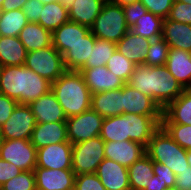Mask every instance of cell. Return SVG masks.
Instances as JSON below:
<instances>
[{"label":"cell","instance_id":"obj_59","mask_svg":"<svg viewBox=\"0 0 191 190\" xmlns=\"http://www.w3.org/2000/svg\"><path fill=\"white\" fill-rule=\"evenodd\" d=\"M165 190H177V189L174 187V188H168V189H165Z\"/></svg>","mask_w":191,"mask_h":190},{"label":"cell","instance_id":"obj_52","mask_svg":"<svg viewBox=\"0 0 191 190\" xmlns=\"http://www.w3.org/2000/svg\"><path fill=\"white\" fill-rule=\"evenodd\" d=\"M108 1L115 5H119V6L123 7L125 5H129V4L138 2L139 0H108Z\"/></svg>","mask_w":191,"mask_h":190},{"label":"cell","instance_id":"obj_43","mask_svg":"<svg viewBox=\"0 0 191 190\" xmlns=\"http://www.w3.org/2000/svg\"><path fill=\"white\" fill-rule=\"evenodd\" d=\"M148 11L163 19L168 18L174 0H139Z\"/></svg>","mask_w":191,"mask_h":190},{"label":"cell","instance_id":"obj_46","mask_svg":"<svg viewBox=\"0 0 191 190\" xmlns=\"http://www.w3.org/2000/svg\"><path fill=\"white\" fill-rule=\"evenodd\" d=\"M43 8V3L39 0H28L22 7V10L27 17L28 22L37 23L40 18V12Z\"/></svg>","mask_w":191,"mask_h":190},{"label":"cell","instance_id":"obj_55","mask_svg":"<svg viewBox=\"0 0 191 190\" xmlns=\"http://www.w3.org/2000/svg\"><path fill=\"white\" fill-rule=\"evenodd\" d=\"M41 3L43 4H48V3H51V2H57L59 0H39Z\"/></svg>","mask_w":191,"mask_h":190},{"label":"cell","instance_id":"obj_2","mask_svg":"<svg viewBox=\"0 0 191 190\" xmlns=\"http://www.w3.org/2000/svg\"><path fill=\"white\" fill-rule=\"evenodd\" d=\"M51 90L67 118L91 108V93L80 71L66 70L51 83Z\"/></svg>","mask_w":191,"mask_h":190},{"label":"cell","instance_id":"obj_60","mask_svg":"<svg viewBox=\"0 0 191 190\" xmlns=\"http://www.w3.org/2000/svg\"><path fill=\"white\" fill-rule=\"evenodd\" d=\"M3 2H4V0H0V8H1Z\"/></svg>","mask_w":191,"mask_h":190},{"label":"cell","instance_id":"obj_27","mask_svg":"<svg viewBox=\"0 0 191 190\" xmlns=\"http://www.w3.org/2000/svg\"><path fill=\"white\" fill-rule=\"evenodd\" d=\"M106 0H75L68 9L69 21L91 27Z\"/></svg>","mask_w":191,"mask_h":190},{"label":"cell","instance_id":"obj_31","mask_svg":"<svg viewBox=\"0 0 191 190\" xmlns=\"http://www.w3.org/2000/svg\"><path fill=\"white\" fill-rule=\"evenodd\" d=\"M128 134L129 119L124 114L103 119L99 136L104 142L130 140Z\"/></svg>","mask_w":191,"mask_h":190},{"label":"cell","instance_id":"obj_17","mask_svg":"<svg viewBox=\"0 0 191 190\" xmlns=\"http://www.w3.org/2000/svg\"><path fill=\"white\" fill-rule=\"evenodd\" d=\"M129 119L130 141L140 143L145 148L153 134L161 127L162 116L126 114Z\"/></svg>","mask_w":191,"mask_h":190},{"label":"cell","instance_id":"obj_22","mask_svg":"<svg viewBox=\"0 0 191 190\" xmlns=\"http://www.w3.org/2000/svg\"><path fill=\"white\" fill-rule=\"evenodd\" d=\"M165 66L184 89L191 88V52L170 48Z\"/></svg>","mask_w":191,"mask_h":190},{"label":"cell","instance_id":"obj_32","mask_svg":"<svg viewBox=\"0 0 191 190\" xmlns=\"http://www.w3.org/2000/svg\"><path fill=\"white\" fill-rule=\"evenodd\" d=\"M69 21V12L59 1L43 4L39 23L44 29L54 32L57 28Z\"/></svg>","mask_w":191,"mask_h":190},{"label":"cell","instance_id":"obj_19","mask_svg":"<svg viewBox=\"0 0 191 190\" xmlns=\"http://www.w3.org/2000/svg\"><path fill=\"white\" fill-rule=\"evenodd\" d=\"M150 43L151 40L149 38L142 37L129 30L123 38L116 43V50L133 64L140 65L145 63Z\"/></svg>","mask_w":191,"mask_h":190},{"label":"cell","instance_id":"obj_39","mask_svg":"<svg viewBox=\"0 0 191 190\" xmlns=\"http://www.w3.org/2000/svg\"><path fill=\"white\" fill-rule=\"evenodd\" d=\"M168 134L185 150H191V125L161 123Z\"/></svg>","mask_w":191,"mask_h":190},{"label":"cell","instance_id":"obj_11","mask_svg":"<svg viewBox=\"0 0 191 190\" xmlns=\"http://www.w3.org/2000/svg\"><path fill=\"white\" fill-rule=\"evenodd\" d=\"M36 190H74L75 173L72 169H34Z\"/></svg>","mask_w":191,"mask_h":190},{"label":"cell","instance_id":"obj_24","mask_svg":"<svg viewBox=\"0 0 191 190\" xmlns=\"http://www.w3.org/2000/svg\"><path fill=\"white\" fill-rule=\"evenodd\" d=\"M161 37L170 48L191 52V25L166 18Z\"/></svg>","mask_w":191,"mask_h":190},{"label":"cell","instance_id":"obj_6","mask_svg":"<svg viewBox=\"0 0 191 190\" xmlns=\"http://www.w3.org/2000/svg\"><path fill=\"white\" fill-rule=\"evenodd\" d=\"M24 66L51 83L66 71L63 56L53 45L27 52Z\"/></svg>","mask_w":191,"mask_h":190},{"label":"cell","instance_id":"obj_37","mask_svg":"<svg viewBox=\"0 0 191 190\" xmlns=\"http://www.w3.org/2000/svg\"><path fill=\"white\" fill-rule=\"evenodd\" d=\"M106 67L111 73L127 83L134 72L135 64L116 50L108 60Z\"/></svg>","mask_w":191,"mask_h":190},{"label":"cell","instance_id":"obj_58","mask_svg":"<svg viewBox=\"0 0 191 190\" xmlns=\"http://www.w3.org/2000/svg\"><path fill=\"white\" fill-rule=\"evenodd\" d=\"M3 67L4 66L0 63V79H1V74H2Z\"/></svg>","mask_w":191,"mask_h":190},{"label":"cell","instance_id":"obj_40","mask_svg":"<svg viewBox=\"0 0 191 190\" xmlns=\"http://www.w3.org/2000/svg\"><path fill=\"white\" fill-rule=\"evenodd\" d=\"M0 190H36L34 171H21L0 186Z\"/></svg>","mask_w":191,"mask_h":190},{"label":"cell","instance_id":"obj_13","mask_svg":"<svg viewBox=\"0 0 191 190\" xmlns=\"http://www.w3.org/2000/svg\"><path fill=\"white\" fill-rule=\"evenodd\" d=\"M79 71L91 94L116 90L126 84L122 79L111 73L106 66L81 68Z\"/></svg>","mask_w":191,"mask_h":190},{"label":"cell","instance_id":"obj_38","mask_svg":"<svg viewBox=\"0 0 191 190\" xmlns=\"http://www.w3.org/2000/svg\"><path fill=\"white\" fill-rule=\"evenodd\" d=\"M169 49V45L162 37L151 40L144 64L147 66L165 65L168 58Z\"/></svg>","mask_w":191,"mask_h":190},{"label":"cell","instance_id":"obj_8","mask_svg":"<svg viewBox=\"0 0 191 190\" xmlns=\"http://www.w3.org/2000/svg\"><path fill=\"white\" fill-rule=\"evenodd\" d=\"M0 158L13 163L22 171H34L37 163V149L30 139H3Z\"/></svg>","mask_w":191,"mask_h":190},{"label":"cell","instance_id":"obj_20","mask_svg":"<svg viewBox=\"0 0 191 190\" xmlns=\"http://www.w3.org/2000/svg\"><path fill=\"white\" fill-rule=\"evenodd\" d=\"M30 141L36 149L68 141L67 124L66 122L36 123Z\"/></svg>","mask_w":191,"mask_h":190},{"label":"cell","instance_id":"obj_42","mask_svg":"<svg viewBox=\"0 0 191 190\" xmlns=\"http://www.w3.org/2000/svg\"><path fill=\"white\" fill-rule=\"evenodd\" d=\"M74 190H106L95 173L75 176Z\"/></svg>","mask_w":191,"mask_h":190},{"label":"cell","instance_id":"obj_14","mask_svg":"<svg viewBox=\"0 0 191 190\" xmlns=\"http://www.w3.org/2000/svg\"><path fill=\"white\" fill-rule=\"evenodd\" d=\"M95 174L106 190H131L128 168L113 160L104 158Z\"/></svg>","mask_w":191,"mask_h":190},{"label":"cell","instance_id":"obj_25","mask_svg":"<svg viewBox=\"0 0 191 190\" xmlns=\"http://www.w3.org/2000/svg\"><path fill=\"white\" fill-rule=\"evenodd\" d=\"M161 123L191 125V89L183 93L162 110Z\"/></svg>","mask_w":191,"mask_h":190},{"label":"cell","instance_id":"obj_12","mask_svg":"<svg viewBox=\"0 0 191 190\" xmlns=\"http://www.w3.org/2000/svg\"><path fill=\"white\" fill-rule=\"evenodd\" d=\"M162 116V109L153 98L135 90L128 83L123 86V114Z\"/></svg>","mask_w":191,"mask_h":190},{"label":"cell","instance_id":"obj_36","mask_svg":"<svg viewBox=\"0 0 191 190\" xmlns=\"http://www.w3.org/2000/svg\"><path fill=\"white\" fill-rule=\"evenodd\" d=\"M115 51L116 43L96 38L90 57L82 68L106 66Z\"/></svg>","mask_w":191,"mask_h":190},{"label":"cell","instance_id":"obj_45","mask_svg":"<svg viewBox=\"0 0 191 190\" xmlns=\"http://www.w3.org/2000/svg\"><path fill=\"white\" fill-rule=\"evenodd\" d=\"M153 172L155 175H159V178L166 183L168 188L175 187L176 175L169 167L159 162H153Z\"/></svg>","mask_w":191,"mask_h":190},{"label":"cell","instance_id":"obj_4","mask_svg":"<svg viewBox=\"0 0 191 190\" xmlns=\"http://www.w3.org/2000/svg\"><path fill=\"white\" fill-rule=\"evenodd\" d=\"M129 30L123 8L108 0L103 4L100 14L90 27V32L96 38L114 43H118Z\"/></svg>","mask_w":191,"mask_h":190},{"label":"cell","instance_id":"obj_41","mask_svg":"<svg viewBox=\"0 0 191 190\" xmlns=\"http://www.w3.org/2000/svg\"><path fill=\"white\" fill-rule=\"evenodd\" d=\"M168 19L191 25V4L174 0Z\"/></svg>","mask_w":191,"mask_h":190},{"label":"cell","instance_id":"obj_5","mask_svg":"<svg viewBox=\"0 0 191 190\" xmlns=\"http://www.w3.org/2000/svg\"><path fill=\"white\" fill-rule=\"evenodd\" d=\"M105 142L100 136L72 145V170L75 175L95 173L105 158Z\"/></svg>","mask_w":191,"mask_h":190},{"label":"cell","instance_id":"obj_21","mask_svg":"<svg viewBox=\"0 0 191 190\" xmlns=\"http://www.w3.org/2000/svg\"><path fill=\"white\" fill-rule=\"evenodd\" d=\"M90 33V28L73 21H67L52 33V45L62 55L70 46L81 41Z\"/></svg>","mask_w":191,"mask_h":190},{"label":"cell","instance_id":"obj_15","mask_svg":"<svg viewBox=\"0 0 191 190\" xmlns=\"http://www.w3.org/2000/svg\"><path fill=\"white\" fill-rule=\"evenodd\" d=\"M145 154V147L140 143L125 141H109L104 144V156L128 168Z\"/></svg>","mask_w":191,"mask_h":190},{"label":"cell","instance_id":"obj_28","mask_svg":"<svg viewBox=\"0 0 191 190\" xmlns=\"http://www.w3.org/2000/svg\"><path fill=\"white\" fill-rule=\"evenodd\" d=\"M19 39L27 52L40 50L52 45V32L39 23L29 22L20 32Z\"/></svg>","mask_w":191,"mask_h":190},{"label":"cell","instance_id":"obj_1","mask_svg":"<svg viewBox=\"0 0 191 190\" xmlns=\"http://www.w3.org/2000/svg\"><path fill=\"white\" fill-rule=\"evenodd\" d=\"M127 83L135 90L153 98L162 110L184 91L165 65H135L134 72Z\"/></svg>","mask_w":191,"mask_h":190},{"label":"cell","instance_id":"obj_49","mask_svg":"<svg viewBox=\"0 0 191 190\" xmlns=\"http://www.w3.org/2000/svg\"><path fill=\"white\" fill-rule=\"evenodd\" d=\"M175 188L177 190H191V167L176 175Z\"/></svg>","mask_w":191,"mask_h":190},{"label":"cell","instance_id":"obj_33","mask_svg":"<svg viewBox=\"0 0 191 190\" xmlns=\"http://www.w3.org/2000/svg\"><path fill=\"white\" fill-rule=\"evenodd\" d=\"M51 90V82L25 66L24 104L39 99Z\"/></svg>","mask_w":191,"mask_h":190},{"label":"cell","instance_id":"obj_56","mask_svg":"<svg viewBox=\"0 0 191 190\" xmlns=\"http://www.w3.org/2000/svg\"><path fill=\"white\" fill-rule=\"evenodd\" d=\"M2 142H3V137H2V133H1V129H0V148H1Z\"/></svg>","mask_w":191,"mask_h":190},{"label":"cell","instance_id":"obj_18","mask_svg":"<svg viewBox=\"0 0 191 190\" xmlns=\"http://www.w3.org/2000/svg\"><path fill=\"white\" fill-rule=\"evenodd\" d=\"M25 66H4L0 79V93L18 104H24Z\"/></svg>","mask_w":191,"mask_h":190},{"label":"cell","instance_id":"obj_29","mask_svg":"<svg viewBox=\"0 0 191 190\" xmlns=\"http://www.w3.org/2000/svg\"><path fill=\"white\" fill-rule=\"evenodd\" d=\"M27 51L19 37L0 36V63L3 66L24 65Z\"/></svg>","mask_w":191,"mask_h":190},{"label":"cell","instance_id":"obj_50","mask_svg":"<svg viewBox=\"0 0 191 190\" xmlns=\"http://www.w3.org/2000/svg\"><path fill=\"white\" fill-rule=\"evenodd\" d=\"M28 0H4L0 11H11L15 9H22L23 5Z\"/></svg>","mask_w":191,"mask_h":190},{"label":"cell","instance_id":"obj_23","mask_svg":"<svg viewBox=\"0 0 191 190\" xmlns=\"http://www.w3.org/2000/svg\"><path fill=\"white\" fill-rule=\"evenodd\" d=\"M91 108L103 118L123 114V87L91 94Z\"/></svg>","mask_w":191,"mask_h":190},{"label":"cell","instance_id":"obj_44","mask_svg":"<svg viewBox=\"0 0 191 190\" xmlns=\"http://www.w3.org/2000/svg\"><path fill=\"white\" fill-rule=\"evenodd\" d=\"M122 8L126 19V24L130 29L135 25L140 17L148 12L147 8L140 1L125 5Z\"/></svg>","mask_w":191,"mask_h":190},{"label":"cell","instance_id":"obj_51","mask_svg":"<svg viewBox=\"0 0 191 190\" xmlns=\"http://www.w3.org/2000/svg\"><path fill=\"white\" fill-rule=\"evenodd\" d=\"M168 189L166 183L159 178V175H153L152 178H150L149 182V189L144 190H165Z\"/></svg>","mask_w":191,"mask_h":190},{"label":"cell","instance_id":"obj_34","mask_svg":"<svg viewBox=\"0 0 191 190\" xmlns=\"http://www.w3.org/2000/svg\"><path fill=\"white\" fill-rule=\"evenodd\" d=\"M28 23L22 9L0 11V36L18 37Z\"/></svg>","mask_w":191,"mask_h":190},{"label":"cell","instance_id":"obj_48","mask_svg":"<svg viewBox=\"0 0 191 190\" xmlns=\"http://www.w3.org/2000/svg\"><path fill=\"white\" fill-rule=\"evenodd\" d=\"M22 170L13 163L0 158V186L17 176Z\"/></svg>","mask_w":191,"mask_h":190},{"label":"cell","instance_id":"obj_7","mask_svg":"<svg viewBox=\"0 0 191 190\" xmlns=\"http://www.w3.org/2000/svg\"><path fill=\"white\" fill-rule=\"evenodd\" d=\"M103 117L92 108L67 118V139L73 145L100 135Z\"/></svg>","mask_w":191,"mask_h":190},{"label":"cell","instance_id":"obj_9","mask_svg":"<svg viewBox=\"0 0 191 190\" xmlns=\"http://www.w3.org/2000/svg\"><path fill=\"white\" fill-rule=\"evenodd\" d=\"M36 126L35 116L27 104H17L7 121L0 127L5 140L31 139Z\"/></svg>","mask_w":191,"mask_h":190},{"label":"cell","instance_id":"obj_54","mask_svg":"<svg viewBox=\"0 0 191 190\" xmlns=\"http://www.w3.org/2000/svg\"><path fill=\"white\" fill-rule=\"evenodd\" d=\"M187 161L189 166L191 167V150H187Z\"/></svg>","mask_w":191,"mask_h":190},{"label":"cell","instance_id":"obj_3","mask_svg":"<svg viewBox=\"0 0 191 190\" xmlns=\"http://www.w3.org/2000/svg\"><path fill=\"white\" fill-rule=\"evenodd\" d=\"M145 153L153 162L169 167L175 175L187 170V150L182 148L161 126L151 137Z\"/></svg>","mask_w":191,"mask_h":190},{"label":"cell","instance_id":"obj_47","mask_svg":"<svg viewBox=\"0 0 191 190\" xmlns=\"http://www.w3.org/2000/svg\"><path fill=\"white\" fill-rule=\"evenodd\" d=\"M18 102L0 93V127L7 121Z\"/></svg>","mask_w":191,"mask_h":190},{"label":"cell","instance_id":"obj_26","mask_svg":"<svg viewBox=\"0 0 191 190\" xmlns=\"http://www.w3.org/2000/svg\"><path fill=\"white\" fill-rule=\"evenodd\" d=\"M96 37L90 32L84 39L70 46L62 56L66 70L79 71L90 57Z\"/></svg>","mask_w":191,"mask_h":190},{"label":"cell","instance_id":"obj_53","mask_svg":"<svg viewBox=\"0 0 191 190\" xmlns=\"http://www.w3.org/2000/svg\"><path fill=\"white\" fill-rule=\"evenodd\" d=\"M59 2L66 8L69 9L75 2V0H59Z\"/></svg>","mask_w":191,"mask_h":190},{"label":"cell","instance_id":"obj_57","mask_svg":"<svg viewBox=\"0 0 191 190\" xmlns=\"http://www.w3.org/2000/svg\"><path fill=\"white\" fill-rule=\"evenodd\" d=\"M177 1H181V2H184V3H189V4H191V0H177Z\"/></svg>","mask_w":191,"mask_h":190},{"label":"cell","instance_id":"obj_35","mask_svg":"<svg viewBox=\"0 0 191 190\" xmlns=\"http://www.w3.org/2000/svg\"><path fill=\"white\" fill-rule=\"evenodd\" d=\"M163 21V18L148 11L137 20L130 30L142 37L155 40L162 36Z\"/></svg>","mask_w":191,"mask_h":190},{"label":"cell","instance_id":"obj_30","mask_svg":"<svg viewBox=\"0 0 191 190\" xmlns=\"http://www.w3.org/2000/svg\"><path fill=\"white\" fill-rule=\"evenodd\" d=\"M131 190L149 189L150 178L153 177V161L145 153L128 167Z\"/></svg>","mask_w":191,"mask_h":190},{"label":"cell","instance_id":"obj_16","mask_svg":"<svg viewBox=\"0 0 191 190\" xmlns=\"http://www.w3.org/2000/svg\"><path fill=\"white\" fill-rule=\"evenodd\" d=\"M36 123L66 122L67 117L52 90L29 104Z\"/></svg>","mask_w":191,"mask_h":190},{"label":"cell","instance_id":"obj_10","mask_svg":"<svg viewBox=\"0 0 191 190\" xmlns=\"http://www.w3.org/2000/svg\"><path fill=\"white\" fill-rule=\"evenodd\" d=\"M72 144L69 141L50 144L37 149L36 167L72 169Z\"/></svg>","mask_w":191,"mask_h":190}]
</instances>
